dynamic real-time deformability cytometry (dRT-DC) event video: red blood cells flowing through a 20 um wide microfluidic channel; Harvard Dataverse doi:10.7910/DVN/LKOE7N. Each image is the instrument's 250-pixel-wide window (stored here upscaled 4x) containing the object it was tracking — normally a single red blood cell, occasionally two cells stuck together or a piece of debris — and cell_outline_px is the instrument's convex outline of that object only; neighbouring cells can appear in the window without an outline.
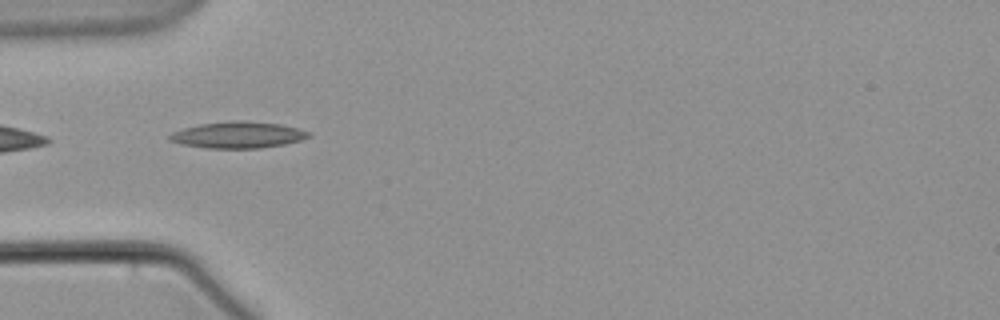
{"species": "common noctule bat (a hibernating species)", "species_latin": "Nyctalus noctula", "temperature_condition": "warm", "stored_images_in_passage": 3, "camera_frame_rate_fps": 3000, "um_per_image_px": 0.085, "animal": {"sex": "male", "body_mass_g": 21.5, "forearm_length_mm": 52.0}, "frame": {"image": 1, "passage_image": 2, "time_ms": 1.333, "image_size_px": [1000, 320], "cell_outline_px": [[312, 136], [300, 140], [284, 144], [260, 148], [208, 148], [180, 144], [168, 140], [168, 136], [172, 132], [184, 128], [200, 124], [232, 120], [244, 120], [280, 124], [296, 128], [308, 132]], "centroid_in_image_um": [20.19, 11.46], "position_along_channel_um": 64.8, "area_um2": 21.39}}
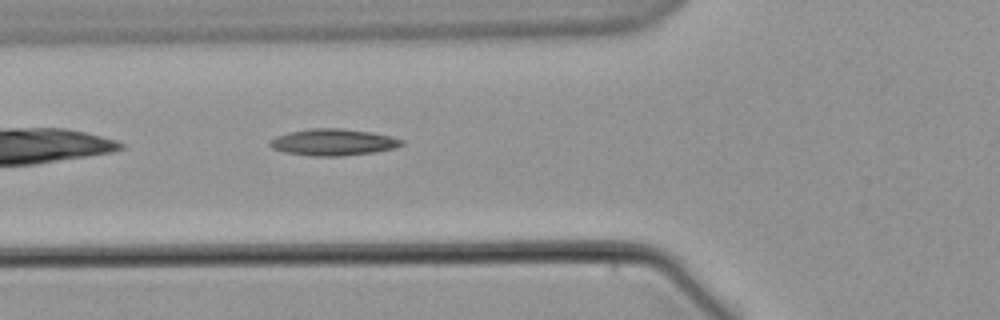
{"frame": {"image": 2, "passage_image": 3, "time_ms": 2.333, "image_size_px": [1000, 320], "cell_outline_px": [[404, 144], [396, 148], [372, 152], [340, 156], [312, 156], [284, 152], [272, 148], [268, 144], [276, 136], [288, 132], [312, 128], [340, 128], [372, 132], [392, 136], [404, 140]], "centroid_in_image_um": [28.34, 12.08], "position_along_channel_um": 97.5, "area_um2": 20.46}}